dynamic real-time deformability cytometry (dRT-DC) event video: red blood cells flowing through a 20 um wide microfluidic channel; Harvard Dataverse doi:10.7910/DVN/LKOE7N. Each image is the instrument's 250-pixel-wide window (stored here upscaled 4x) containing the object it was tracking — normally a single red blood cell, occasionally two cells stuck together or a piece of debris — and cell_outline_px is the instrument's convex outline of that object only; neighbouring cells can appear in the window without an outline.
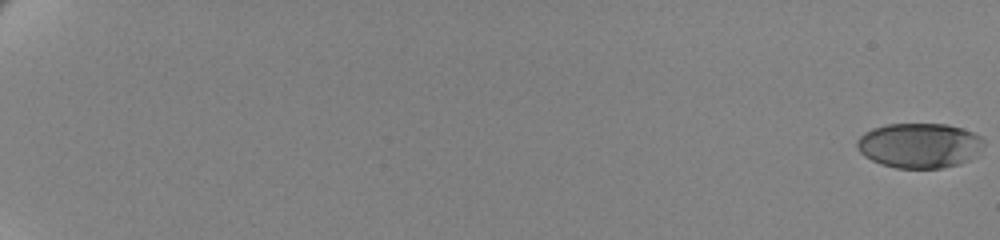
{"species": "human", "species_latin": "Homo sapiens", "temperature_condition": "cold", "stored_images_in_passage": 63, "camera_frame_rate_fps": 3000, "um_per_image_px": 0.085, "donor": {"sex": "female"}, "frame": {"image": 1, "passage_image": 1, "time_ms": 0.0, "image_size_px": [1000, 240], "cell_outline_px": [[984, 144], [968, 160], [960, 164], [940, 168], [896, 168], [880, 164], [864, 156], [856, 148], [856, 140], [864, 132], [872, 128], [884, 124], [948, 124], [972, 132], [980, 136], [984, 140]], "centroid_in_image_um": [78.09, 12.36], "position_along_channel_um": 6.9, "area_um2": 33.23}}
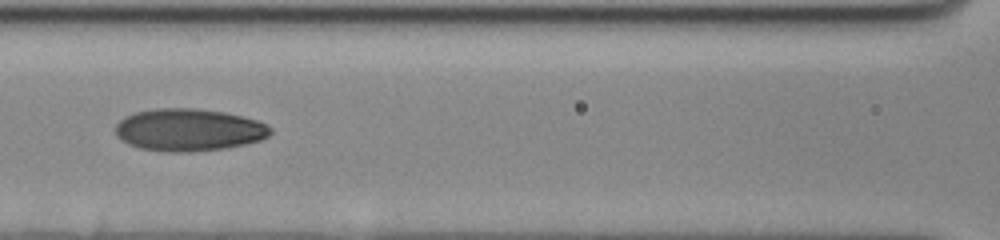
{"frame": {"image": 2, "passage_image": 34, "time_ms": 11.0, "image_size_px": [1000, 240], "cell_outline_px": [[272, 132], [268, 136], [260, 140], [228, 148], [192, 152], [168, 152], [140, 148], [128, 144], [120, 140], [116, 136], [116, 124], [124, 116], [132, 112], [156, 108], [196, 108], [224, 112], [256, 120], [272, 128]], "centroid_in_image_um": [16.0, 11.04], "position_along_channel_um": 150.6, "area_um2": 38.49}}
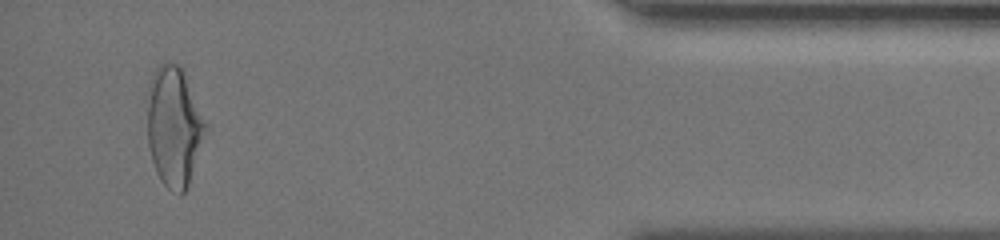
{"frame": {"image": 3, "passage_image": 61, "time_ms": 20.0, "image_size_px": [1000, 240], "cell_outline_px": [[208, 128], [188, 184], [184, 192], [180, 196], [172, 192], [160, 180], [156, 172], [152, 160], [148, 144], [148, 84], [152, 72], [164, 60], [168, 60], [180, 64], [184, 68], [208, 124]], "centroid_in_image_um": [14.81, 10.67], "position_along_channel_um": 420.4, "area_um2": 41.56}, "authors_computed_cell_mechanics": {"area_um2": 36.1828, "velocity_mm_per_s": 3.4723, "shape_relaxation_time_tau1_ms": 3.8168, "shape_relaxation_time_tau2_ms": 2.0454, "deformation_change_tau1": 0.1639, "deformation_change_tau2": 0.0737}}